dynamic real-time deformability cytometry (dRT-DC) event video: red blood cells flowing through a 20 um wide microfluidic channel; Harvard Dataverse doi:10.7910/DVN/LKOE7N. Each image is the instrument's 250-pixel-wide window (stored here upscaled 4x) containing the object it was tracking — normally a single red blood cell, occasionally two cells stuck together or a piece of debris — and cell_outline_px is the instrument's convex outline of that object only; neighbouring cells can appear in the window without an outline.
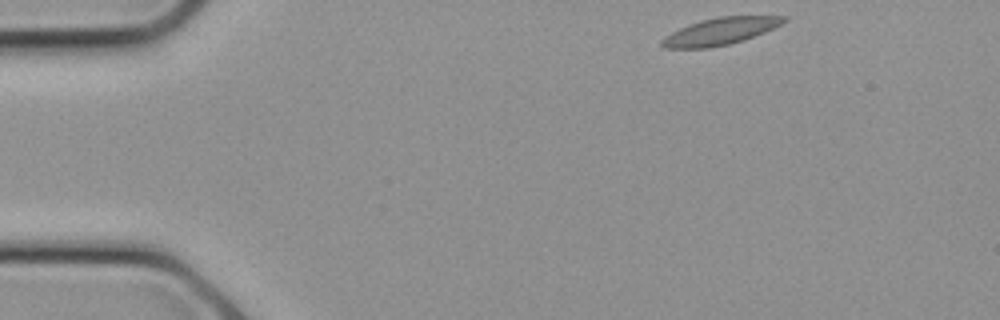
{"species": "common noctule bat (a hibernating species)", "species_latin": "Nyctalus noctula", "temperature_condition": "cold", "stored_images_in_passage": 8, "camera_frame_rate_fps": 3000, "um_per_image_px": 0.085, "animal": {"sex": "female", "body_mass_g": 21.9}, "frame": {"image": 1, "passage_image": 1, "time_ms": 0.0, "image_size_px": [1000, 320], "cell_outline_px": [[788, 20], [764, 32], [744, 40], [728, 44], [708, 48], [664, 48], [660, 44], [660, 40], [664, 36], [688, 24], [700, 20], [716, 16], [788, 16]], "centroid_in_image_um": [61.18, 2.65], "position_along_channel_um": 23.8, "area_um2": 19.19}}
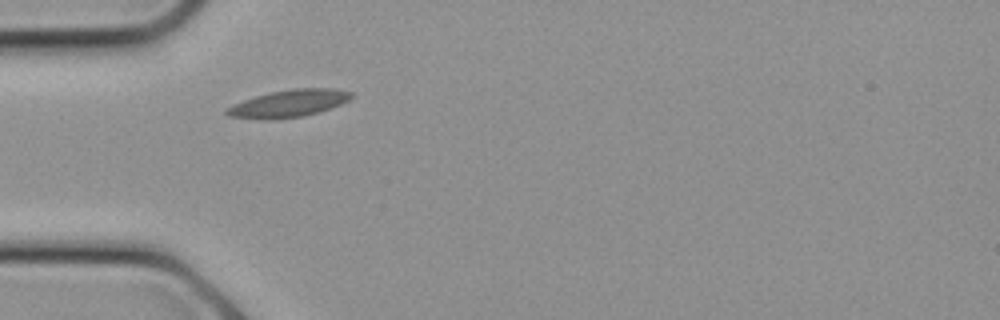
{"frame": {"image": 2, "passage_image": 5, "time_ms": 1.333, "image_size_px": [1000, 320], "cell_outline_px": [[356, 96], [340, 104], [304, 116], [272, 120], [260, 120], [228, 116], [224, 112], [232, 104], [268, 92], [292, 88], [332, 88], [352, 92]], "centroid_in_image_um": [24.52, 8.79], "position_along_channel_um": 60.5, "area_um2": 19.94}}
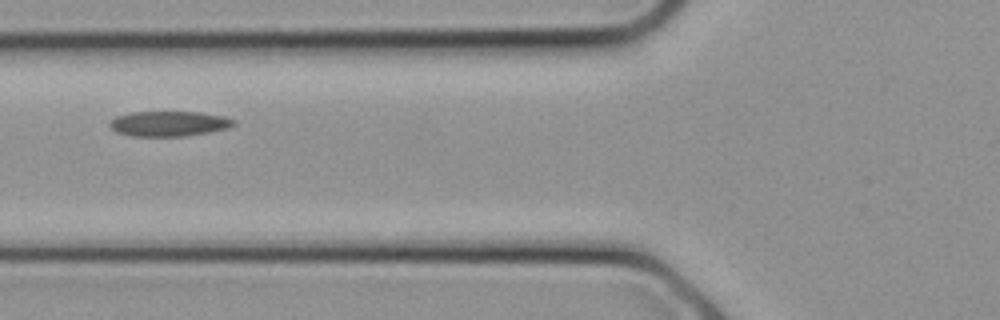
{"frame": {"image": 3, "passage_image": 7, "time_ms": 2.0, "image_size_px": [1000, 320], "cell_outline_px": [[236, 124], [228, 128], [208, 132], [184, 136], [132, 136], [116, 132], [108, 124], [116, 116], [132, 112], [200, 112], [224, 116], [236, 120]], "centroid_in_image_um": [14.38, 10.51], "position_along_channel_um": 111.4, "area_um2": 18.15}}